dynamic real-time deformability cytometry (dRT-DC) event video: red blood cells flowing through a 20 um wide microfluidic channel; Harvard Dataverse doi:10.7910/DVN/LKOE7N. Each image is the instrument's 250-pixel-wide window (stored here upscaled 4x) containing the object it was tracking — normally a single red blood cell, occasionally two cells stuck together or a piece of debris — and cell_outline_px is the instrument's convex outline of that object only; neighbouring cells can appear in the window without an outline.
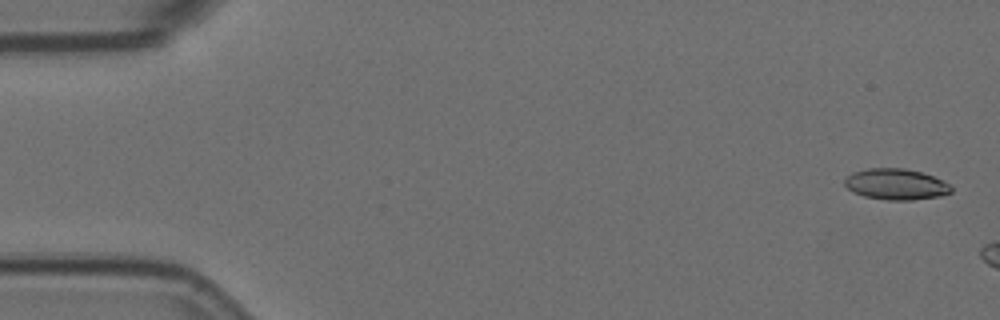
{"species": "Egyptian fruit bat (a non-hibernating species)", "species_latin": "Rousettus aegyptiacus", "temperature_condition": "room temperature", "stored_images_in_passage": 8, "camera_frame_rate_fps": 3000, "um_per_image_px": 0.085, "animal": {"sex": "female"}, "frame": {"image": 1, "passage_image": 2, "time_ms": 0.333, "image_size_px": [1000, 320], "cell_outline_px": [[952, 192], [940, 196], [912, 200], [888, 200], [864, 196], [852, 192], [844, 184], [844, 180], [852, 172], [868, 168], [904, 168], [920, 172], [932, 176], [948, 184], [952, 188]], "centroid_in_image_um": [76.13, 15.66], "position_along_channel_um": 8.9, "area_um2": 19.13}}